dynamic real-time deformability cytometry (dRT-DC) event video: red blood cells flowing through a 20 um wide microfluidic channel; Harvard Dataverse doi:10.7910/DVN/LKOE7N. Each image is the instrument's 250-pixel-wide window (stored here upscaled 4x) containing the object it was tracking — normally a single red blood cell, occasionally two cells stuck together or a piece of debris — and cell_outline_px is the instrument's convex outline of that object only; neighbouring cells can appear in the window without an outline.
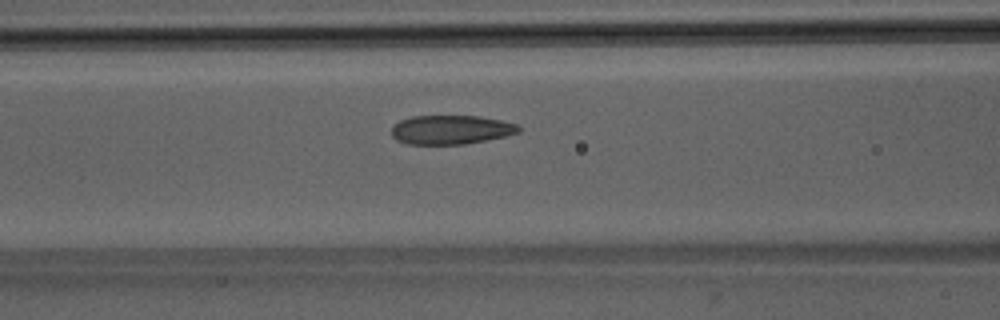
{"species": "Egyptian fruit bat (a non-hibernating species)", "species_latin": "Rousettus aegyptiacus", "temperature_condition": "room temperature", "stored_images_in_passage": 47, "camera_frame_rate_fps": 3000, "um_per_image_px": 0.085, "animal": {"sex": "male"}, "frame": {"image": 1, "passage_image": 17, "time_ms": 5.333, "image_size_px": [1000, 320], "cell_outline_px": [[520, 132], [504, 136], [464, 144], [408, 144], [396, 140], [392, 136], [392, 124], [400, 120], [412, 116], [480, 116], [500, 120], [516, 124], [520, 128]], "centroid_in_image_um": [38.28, 11.02], "position_along_channel_um": 128.3, "area_um2": 21.44}}
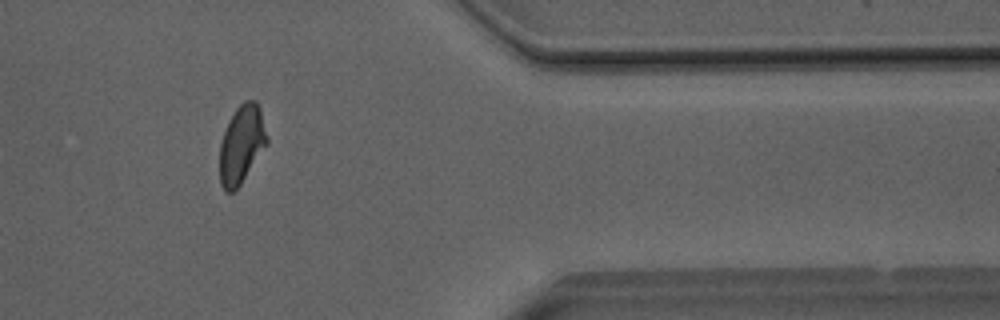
{"frame": {"image": 2, "passage_image": 38, "time_ms": 12.333, "image_size_px": [1000, 320], "cell_outline_px": [[268, 144], [240, 184], [232, 192], [224, 192], [220, 184], [220, 144], [224, 132], [236, 108], [244, 100], [256, 100], [260, 108], [268, 136]], "centroid_in_image_um": [20.55, 12.27], "position_along_channel_um": 390.8, "area_um2": 21.44}}
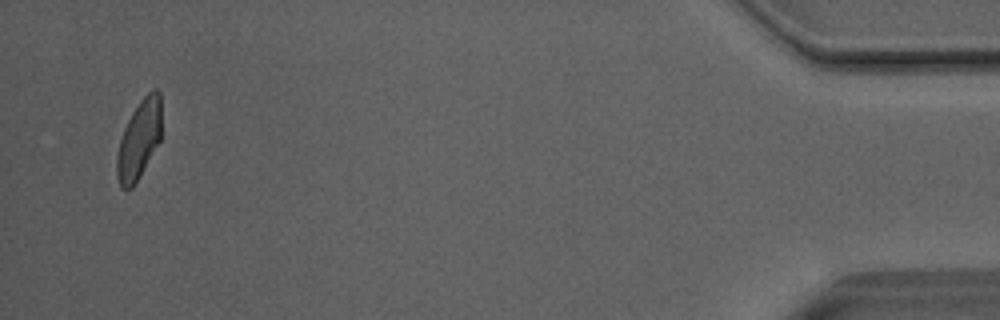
{"frame": {"image": 3, "passage_image": 45, "time_ms": 14.667, "image_size_px": [1000, 320], "cell_outline_px": [[160, 140], [140, 176], [132, 188], [120, 188], [116, 176], [116, 156], [120, 140], [124, 128], [132, 112], [140, 100], [152, 88], [156, 88], [160, 92]], "centroid_in_image_um": [11.8, 11.87], "position_along_channel_um": 423.4, "area_um2": 20.4}, "authors_computed_cell_mechanics": {"area_um2": 22.0218, "velocity_mm_per_s": 4.0449, "shape_relaxation_time_tau1_ms": 5.2361, "shape_relaxation_time_tau2_ms": 1.1551, "deformation_change_tau1": 0.1462, "deformation_change_tau2": 0.0714}}